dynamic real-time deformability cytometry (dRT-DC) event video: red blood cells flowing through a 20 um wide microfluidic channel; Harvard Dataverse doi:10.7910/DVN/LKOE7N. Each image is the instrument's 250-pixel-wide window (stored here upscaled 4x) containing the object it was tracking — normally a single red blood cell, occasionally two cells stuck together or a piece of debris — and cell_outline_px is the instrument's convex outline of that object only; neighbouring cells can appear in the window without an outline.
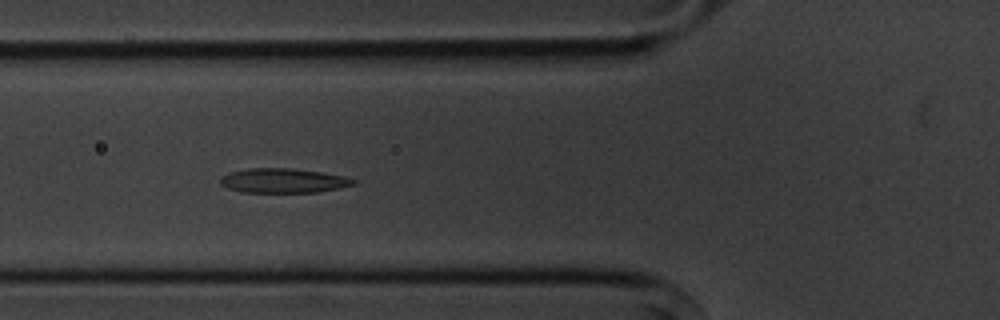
{"species": "common noctule bat (a hibernating species)", "species_latin": "Nyctalus noctula", "temperature_condition": "cold", "stored_images_in_passage": 4, "camera_frame_rate_fps": 3000, "um_per_image_px": 0.085, "animal": {"sex": "male", "body_mass_g": 20.1, "forearm_length_mm": 53.5}, "frame": {"image": 1, "passage_image": 3, "time_ms": 2.0, "image_size_px": [1000, 320], "cell_outline_px": [[356, 184], [340, 188], [316, 192], [240, 192], [228, 188], [220, 184], [220, 176], [228, 172], [248, 168], [292, 168], [324, 172], [344, 176], [356, 180]], "centroid_in_image_um": [24.06, 15.34], "position_along_channel_um": 101.7, "area_um2": 19.19}}
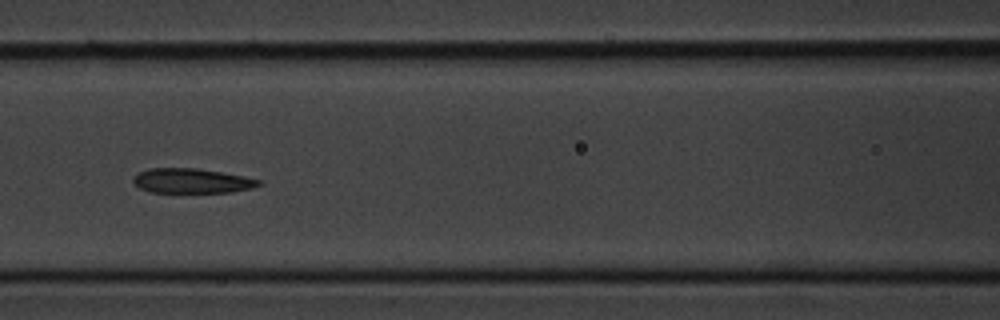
{"frame": {"image": 2, "passage_image": 4, "time_ms": 3.333, "image_size_px": [1000, 320], "cell_outline_px": [[264, 184], [252, 188], [232, 192], [148, 192], [140, 188], [132, 180], [140, 172], [148, 168], [196, 168], [244, 176], [260, 180]], "centroid_in_image_um": [16.33, 15.37], "position_along_channel_um": 150.3, "area_um2": 17.98}}